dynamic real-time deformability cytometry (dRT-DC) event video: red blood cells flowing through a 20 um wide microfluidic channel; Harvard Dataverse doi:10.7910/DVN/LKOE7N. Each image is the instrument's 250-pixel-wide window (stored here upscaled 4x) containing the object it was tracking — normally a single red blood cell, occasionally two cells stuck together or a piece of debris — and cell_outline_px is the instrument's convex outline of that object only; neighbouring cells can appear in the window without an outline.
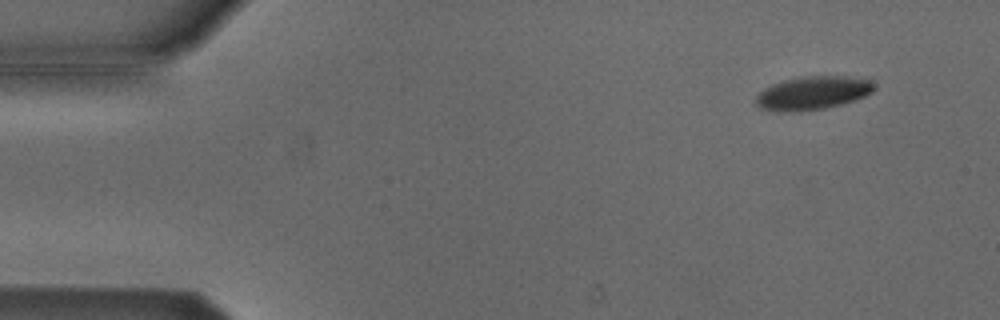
{"species": "Egyptian fruit bat (a non-hibernating species)", "species_latin": "Rousettus aegyptiacus", "temperature_condition": "cold", "stored_images_in_passage": 15, "camera_frame_rate_fps": 3000, "um_per_image_px": 0.085, "animal": {"sex": "male"}, "frame": {"image": 1, "passage_image": 5, "time_ms": 1.333, "image_size_px": [1000, 320], "cell_outline_px": [[876, 88], [872, 92], [856, 100], [824, 108], [776, 112], [760, 108], [756, 104], [756, 96], [764, 88], [772, 84], [784, 80], [804, 76], [844, 76], [868, 80]], "centroid_in_image_um": [69.05, 7.9], "position_along_channel_um": 16.0, "area_um2": 22.66}}